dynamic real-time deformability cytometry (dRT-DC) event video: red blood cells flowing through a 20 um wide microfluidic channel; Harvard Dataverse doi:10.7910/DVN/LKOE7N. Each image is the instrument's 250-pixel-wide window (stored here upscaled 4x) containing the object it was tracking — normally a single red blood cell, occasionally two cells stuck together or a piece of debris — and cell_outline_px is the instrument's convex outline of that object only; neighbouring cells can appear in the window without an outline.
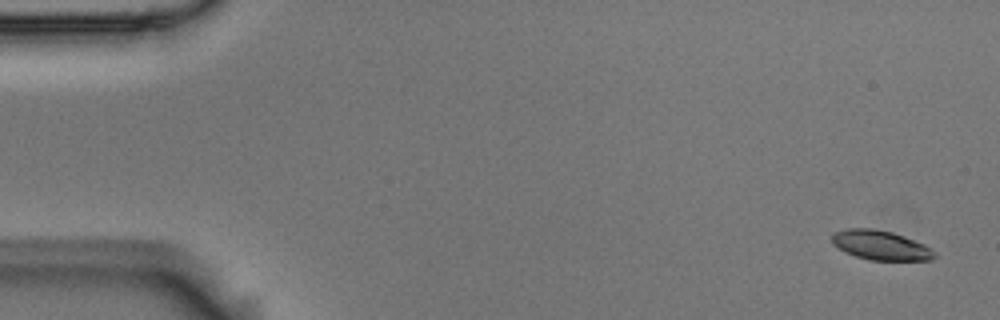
{"species": "Egyptian fruit bat (a non-hibernating species)", "species_latin": "Rousettus aegyptiacus", "temperature_condition": "room temperature", "stored_images_in_passage": 5, "camera_frame_rate_fps": 3000, "um_per_image_px": 0.085, "animal": {"sex": "male"}, "frame": {"image": 1, "passage_image": 1, "time_ms": 0.0, "image_size_px": [1000, 320], "cell_outline_px": [[936, 256], [932, 260], [868, 260], [844, 252], [832, 244], [832, 236], [836, 232], [848, 228], [872, 228], [892, 232], [904, 236], [924, 244], [936, 252]], "centroid_in_image_um": [74.86, 20.85], "position_along_channel_um": 10.1, "area_um2": 17.63}}
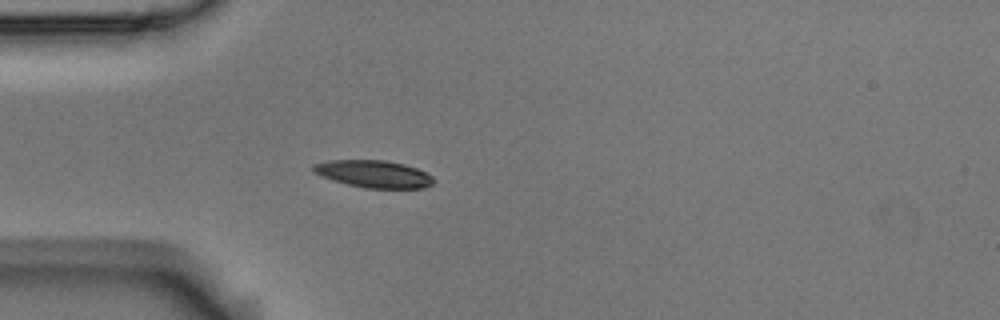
{"frame": {"image": 2, "passage_image": 5, "time_ms": 1.333, "image_size_px": [1000, 320], "cell_outline_px": [[436, 180], [432, 184], [424, 188], [364, 188], [332, 180], [320, 176], [312, 172], [312, 164], [328, 160], [384, 160], [404, 164], [416, 168], [432, 176]], "centroid_in_image_um": [31.73, 14.78], "position_along_channel_um": 53.3, "area_um2": 19.25}}